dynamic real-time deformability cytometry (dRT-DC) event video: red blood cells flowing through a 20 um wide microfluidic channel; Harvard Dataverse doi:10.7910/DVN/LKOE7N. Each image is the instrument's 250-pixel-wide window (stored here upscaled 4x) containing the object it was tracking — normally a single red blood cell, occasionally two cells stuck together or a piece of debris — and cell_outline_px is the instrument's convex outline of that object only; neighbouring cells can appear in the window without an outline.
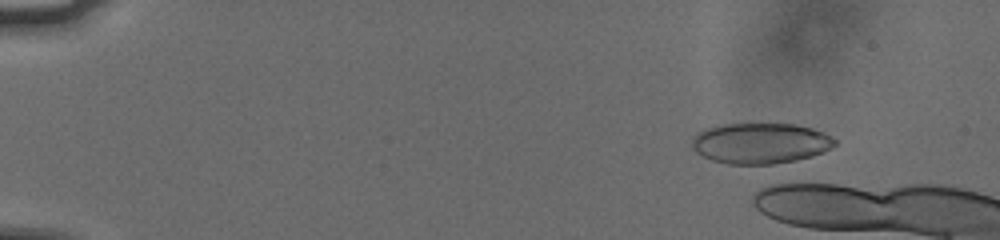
{"species": "human", "species_latin": "Homo sapiens", "temperature_condition": "cold", "stored_images_in_passage": 9, "camera_frame_rate_fps": 3000, "um_per_image_px": 0.085, "donor": {"sex": "male"}, "frame": {"image": 1, "passage_image": 7, "time_ms": 2.0, "image_size_px": [1000, 240], "cell_outline_px": [[836, 144], [832, 148], [824, 152], [812, 156], [796, 160], [772, 164], [728, 164], [712, 160], [696, 152], [692, 148], [692, 140], [700, 132], [708, 128], [724, 124], [796, 124], [812, 128], [824, 132], [832, 136], [836, 140]], "centroid_in_image_um": [64.69, 12.18], "position_along_channel_um": 20.3, "area_um2": 33.81}}